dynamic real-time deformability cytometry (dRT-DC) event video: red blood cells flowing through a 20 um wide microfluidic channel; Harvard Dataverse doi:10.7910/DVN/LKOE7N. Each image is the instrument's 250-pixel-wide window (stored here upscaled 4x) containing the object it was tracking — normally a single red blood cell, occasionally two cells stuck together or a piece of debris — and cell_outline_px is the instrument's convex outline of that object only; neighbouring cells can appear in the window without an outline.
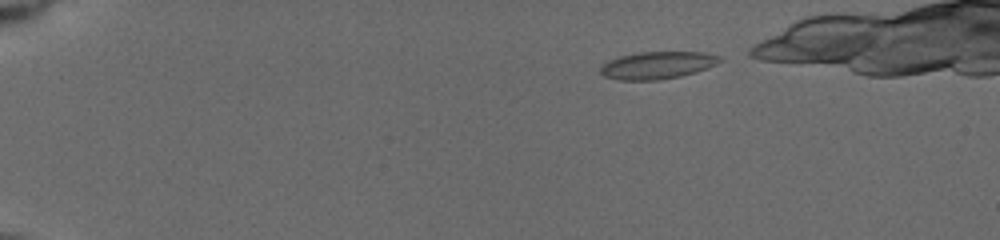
{"species": "common noctule bat (a hibernating species)", "species_latin": "Nyctalus noctula", "temperature_condition": "cold", "stored_images_in_passage": 34, "camera_frame_rate_fps": 3000, "um_per_image_px": 0.085, "animal": {"sex": "female", "body_mass_g": 19.5, "forearm_length_mm": 54.1}, "frame": {"image": 1, "passage_image": 3, "time_ms": 0.333, "image_size_px": [1000, 240], "cell_outline_px": [[724, 60], [716, 64], [696, 72], [680, 76], [656, 80], [620, 80], [604, 76], [600, 72], [600, 68], [608, 60], [620, 56], [640, 52], [704, 52], [720, 56]], "centroid_in_image_um": [55.89, 5.54], "position_along_channel_um": 29.1, "area_um2": 18.96}}
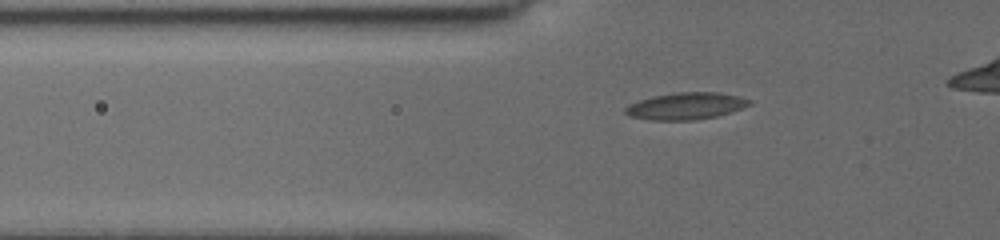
{"frame": {"image": 2, "passage_image": 26, "time_ms": 3.667, "image_size_px": [1000, 240], "cell_outline_px": [[752, 104], [716, 116], [692, 120], [648, 120], [632, 116], [624, 112], [624, 108], [628, 104], [652, 96], [676, 92], [720, 92], [752, 100]], "centroid_in_image_um": [58.27, 9.0], "position_along_channel_um": 67.5, "area_um2": 19.31}}
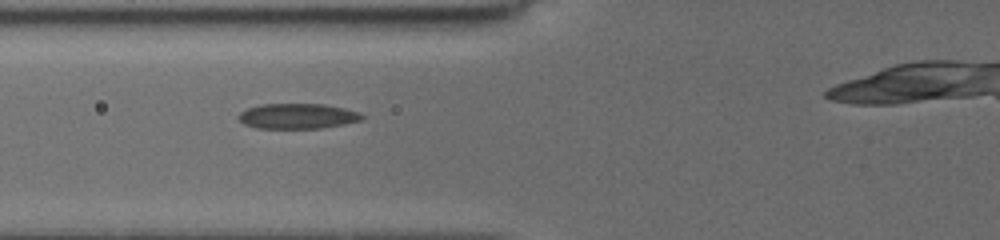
{"frame": {"image": 3, "passage_image": 33, "time_ms": 4.667, "image_size_px": [1000, 240], "cell_outline_px": [[364, 116], [360, 120], [320, 128], [256, 128], [244, 124], [236, 116], [240, 112], [248, 108], [260, 104], [324, 104], [344, 108], [356, 112]], "centroid_in_image_um": [25.21, 9.86], "position_along_channel_um": 100.6, "area_um2": 17.92}}